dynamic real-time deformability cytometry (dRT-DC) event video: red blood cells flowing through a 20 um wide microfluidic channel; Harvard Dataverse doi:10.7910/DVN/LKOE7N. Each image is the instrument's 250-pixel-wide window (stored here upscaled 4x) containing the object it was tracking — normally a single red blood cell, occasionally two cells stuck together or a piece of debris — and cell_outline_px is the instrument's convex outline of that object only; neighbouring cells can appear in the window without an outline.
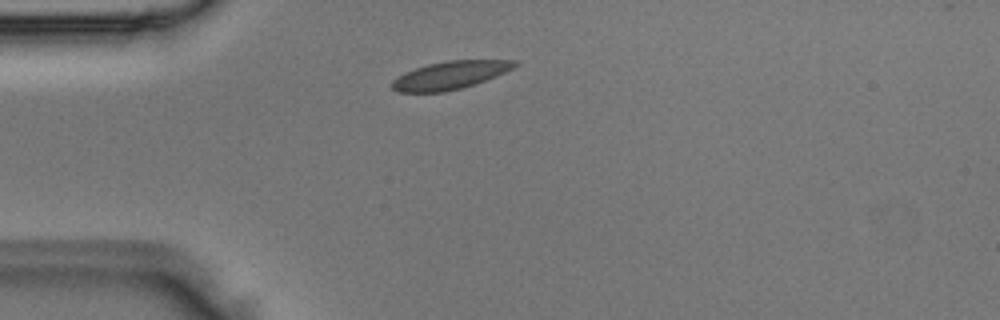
{"species": "Egyptian fruit bat (a non-hibernating species)", "species_latin": "Rousettus aegyptiacus", "temperature_condition": "room temperature", "stored_images_in_passage": 3, "camera_frame_rate_fps": 3000, "um_per_image_px": 0.085, "animal": {"sex": "male"}, "frame": {"image": 1, "passage_image": 2, "time_ms": 0.333, "image_size_px": [1000, 320], "cell_outline_px": [[520, 64], [496, 76], [476, 84], [444, 92], [396, 92], [392, 88], [392, 80], [404, 72], [428, 64], [448, 60], [516, 60]], "centroid_in_image_um": [38.25, 6.39], "position_along_channel_um": 46.7, "area_um2": 19.94}}